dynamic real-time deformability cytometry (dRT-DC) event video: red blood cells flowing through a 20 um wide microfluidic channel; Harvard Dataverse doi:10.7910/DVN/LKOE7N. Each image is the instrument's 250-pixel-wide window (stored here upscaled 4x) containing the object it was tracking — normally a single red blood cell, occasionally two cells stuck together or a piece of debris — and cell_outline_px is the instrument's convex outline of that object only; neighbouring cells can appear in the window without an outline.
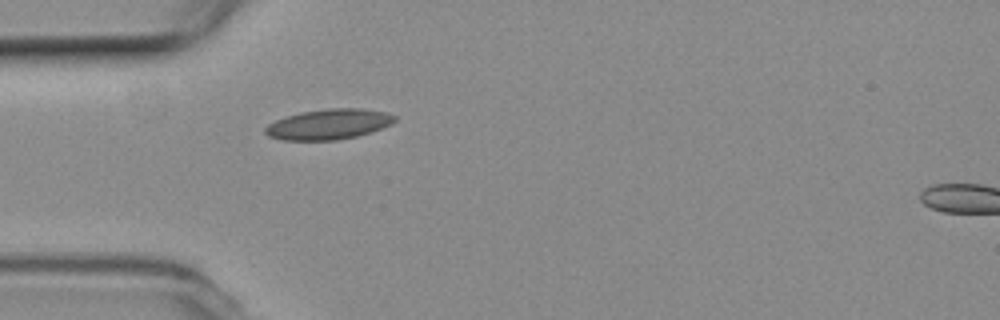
{"species": "common noctule bat (a hibernating species)", "species_latin": "Nyctalus noctula", "temperature_condition": "room temperature", "stored_images_in_passage": 2, "camera_frame_rate_fps": 3000, "um_per_image_px": 0.085, "animal": {"sex": "female", "body_mass_g": 19.3, "forearm_length_mm": 54.1}, "frame": {"image": 1, "passage_image": 2, "time_ms": 0.333, "image_size_px": [1000, 320], "cell_outline_px": [[396, 120], [392, 124], [356, 136], [336, 140], [284, 140], [268, 136], [264, 132], [264, 128], [268, 124], [276, 120], [300, 112], [328, 108], [360, 108], [384, 112], [396, 116]], "centroid_in_image_um": [27.91, 10.56], "position_along_channel_um": 57.1, "area_um2": 22.72}}